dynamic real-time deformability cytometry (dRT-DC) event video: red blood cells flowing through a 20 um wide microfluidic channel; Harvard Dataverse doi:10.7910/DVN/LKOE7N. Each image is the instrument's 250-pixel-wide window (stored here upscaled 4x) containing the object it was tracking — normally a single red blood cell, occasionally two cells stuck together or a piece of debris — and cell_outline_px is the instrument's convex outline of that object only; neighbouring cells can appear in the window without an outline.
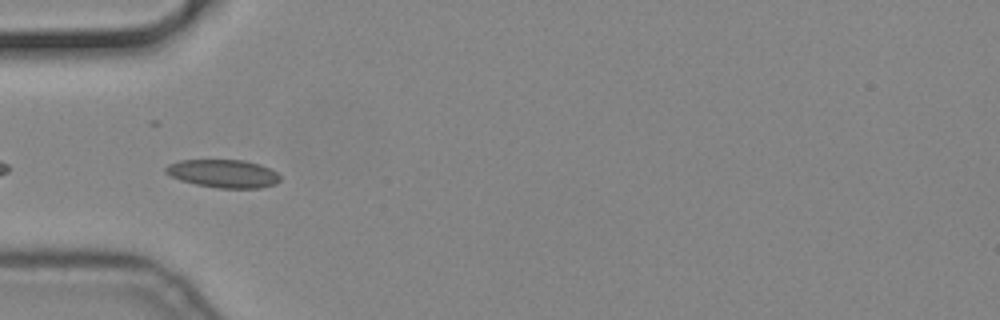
{"species": "common noctule bat (a hibernating species)", "species_latin": "Nyctalus noctula", "temperature_condition": "cold", "stored_images_in_passage": 5, "camera_frame_rate_fps": 3000, "um_per_image_px": 0.085, "animal": {"sex": "male", "body_mass_g": 19.2, "forearm_length_mm": 51.8}, "frame": {"image": 1, "passage_image": 2, "time_ms": 0.333, "image_size_px": [1000, 320], "cell_outline_px": [[280, 180], [276, 184], [260, 188], [216, 188], [196, 184], [180, 180], [164, 172], [164, 168], [168, 164], [180, 160], [244, 160], [260, 164], [276, 172], [280, 176]], "centroid_in_image_um": [18.98, 14.75], "position_along_channel_um": 66.0, "area_um2": 18.79}}